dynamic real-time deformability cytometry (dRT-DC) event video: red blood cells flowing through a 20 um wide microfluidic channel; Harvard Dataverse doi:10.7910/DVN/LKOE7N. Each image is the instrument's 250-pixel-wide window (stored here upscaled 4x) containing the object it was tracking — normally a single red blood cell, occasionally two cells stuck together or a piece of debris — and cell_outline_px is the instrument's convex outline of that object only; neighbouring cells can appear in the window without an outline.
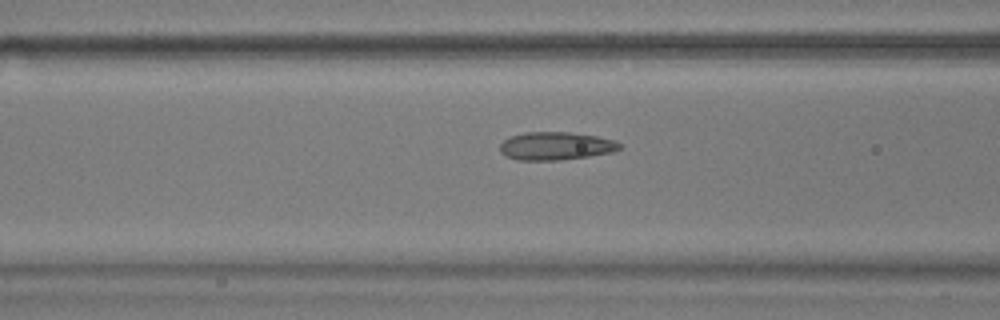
{"species": "common noctule bat (a hibernating species)", "species_latin": "Nyctalus noctula", "temperature_condition": "warm", "stored_images_in_passage": 46, "camera_frame_rate_fps": 3000, "um_per_image_px": 0.085, "animal": {"sex": "male", "body_mass_g": 17.9}, "frame": {"image": 1, "passage_image": 13, "time_ms": 4.0, "image_size_px": [1000, 320], "cell_outline_px": [[620, 148], [612, 152], [588, 156], [560, 160], [516, 160], [500, 152], [500, 144], [508, 136], [524, 132], [568, 132], [596, 136], [612, 140], [620, 144]], "centroid_in_image_um": [47.18, 12.4], "position_along_channel_um": 119.4, "area_um2": 19.42}}
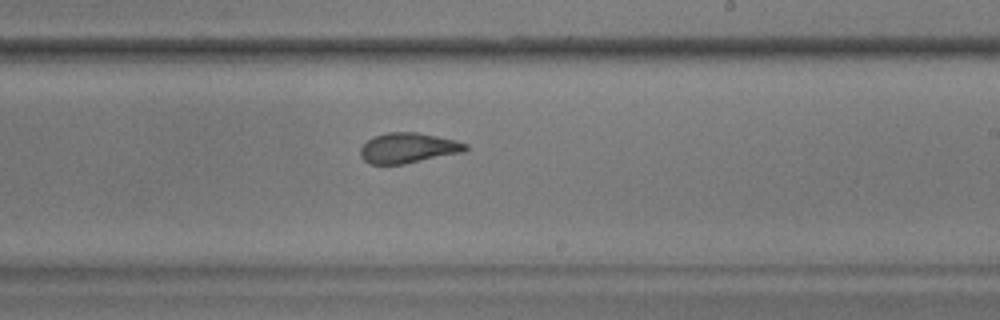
{"frame": {"image": 2, "passage_image": 24, "time_ms": 7.667, "image_size_px": [1000, 320], "cell_outline_px": [[468, 148], [464, 152], [404, 164], [368, 164], [360, 156], [360, 148], [368, 140], [376, 136], [388, 132], [416, 132], [456, 140], [468, 144]], "centroid_in_image_um": [34.7, 12.58], "position_along_channel_um": 254.3, "area_um2": 18.5}}
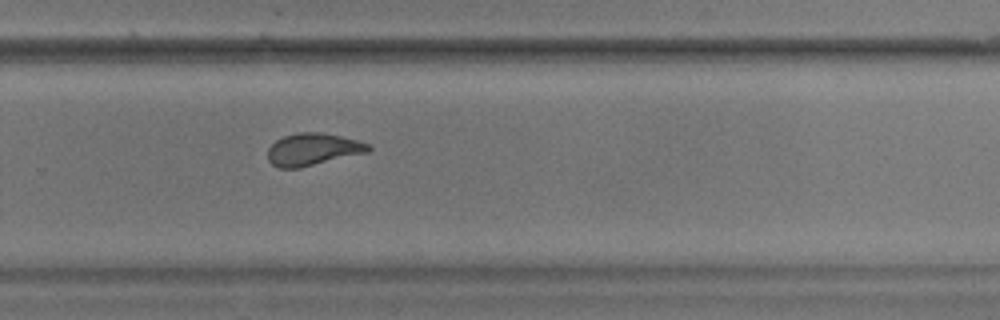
{"frame": {"image": 3, "passage_image": 28, "time_ms": 9.0, "image_size_px": [1000, 320], "cell_outline_px": [[372, 148], [368, 152], [300, 168], [280, 168], [272, 164], [268, 160], [268, 148], [276, 140], [284, 136], [296, 132], [320, 132], [340, 136], [356, 140], [368, 144]], "centroid_in_image_um": [26.57, 12.7], "position_along_channel_um": 303.2, "area_um2": 18.84}, "authors_computed_cell_mechanics": {"area_um2": 19.4497, "velocity_mm_per_s": 3.6788, "shape_relaxation_time_tau1_ms": null, "shape_relaxation_time_tau2_ms": 1.0954, "deformation_change_tau1": null, "deformation_change_tau2": 0.0744}}